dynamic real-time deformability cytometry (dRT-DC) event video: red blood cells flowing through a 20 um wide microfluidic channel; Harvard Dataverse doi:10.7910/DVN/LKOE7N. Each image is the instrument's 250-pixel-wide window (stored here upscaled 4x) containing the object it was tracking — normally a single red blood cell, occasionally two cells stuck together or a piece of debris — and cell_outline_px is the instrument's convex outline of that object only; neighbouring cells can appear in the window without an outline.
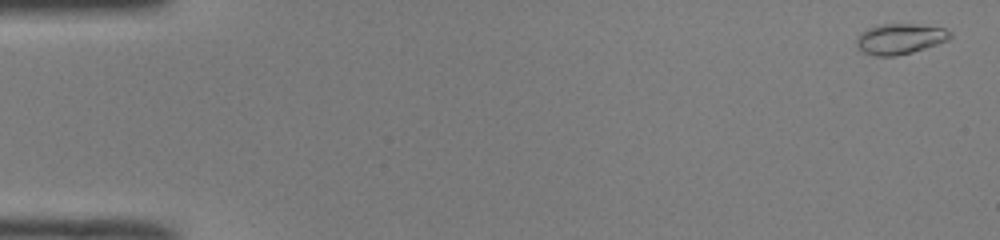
{"species": "common noctule bat (a hibernating species)", "species_latin": "Nyctalus noctula", "temperature_condition": "room temperature", "stored_images_in_passage": 51, "camera_frame_rate_fps": 3000, "um_per_image_px": 0.085, "animal": {"sex": "male", "body_mass_g": 19.0, "forearm_length_mm": 50.8}, "frame": {"image": 1, "passage_image": 2, "time_ms": 0.333, "image_size_px": [1000, 240], "cell_outline_px": [[952, 36], [948, 40], [912, 52], [896, 56], [876, 56], [864, 52], [856, 48], [856, 36], [860, 32], [868, 28], [880, 24], [916, 24], [944, 28], [952, 32]], "centroid_in_image_um": [76.46, 3.3], "position_along_channel_um": 8.5, "area_um2": 16.76}}
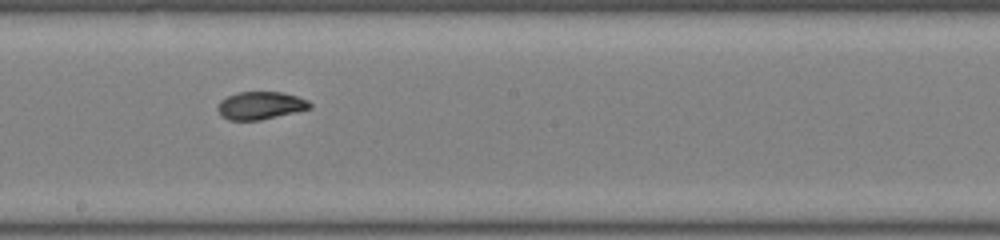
{"frame": {"image": 2, "passage_image": 29, "time_ms": 9.333, "image_size_px": [1000, 240], "cell_outline_px": [[312, 108], [260, 120], [228, 120], [220, 116], [216, 108], [220, 100], [236, 92], [280, 92], [296, 96], [308, 100], [312, 104]], "centroid_in_image_um": [22.1, 8.97], "position_along_channel_um": 226.1, "area_um2": 14.97}}
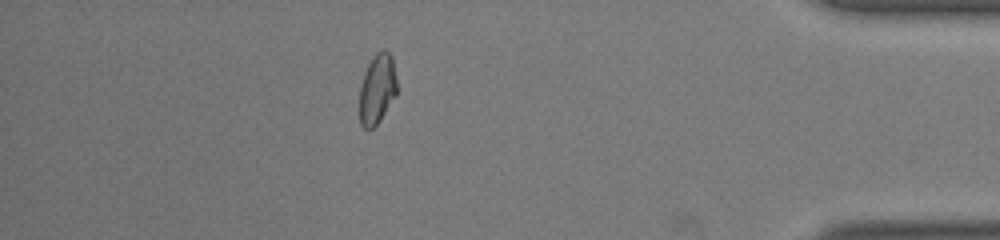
{"frame": {"image": 3, "passage_image": 45, "time_ms": 14.667, "image_size_px": [1000, 240], "cell_outline_px": [[396, 96], [380, 120], [372, 128], [364, 128], [360, 124], [360, 84], [364, 72], [372, 56], [376, 52], [384, 48], [392, 56], [396, 76]], "centroid_in_image_um": [32.06, 7.53], "position_along_channel_um": 403.1, "area_um2": 15.37}}